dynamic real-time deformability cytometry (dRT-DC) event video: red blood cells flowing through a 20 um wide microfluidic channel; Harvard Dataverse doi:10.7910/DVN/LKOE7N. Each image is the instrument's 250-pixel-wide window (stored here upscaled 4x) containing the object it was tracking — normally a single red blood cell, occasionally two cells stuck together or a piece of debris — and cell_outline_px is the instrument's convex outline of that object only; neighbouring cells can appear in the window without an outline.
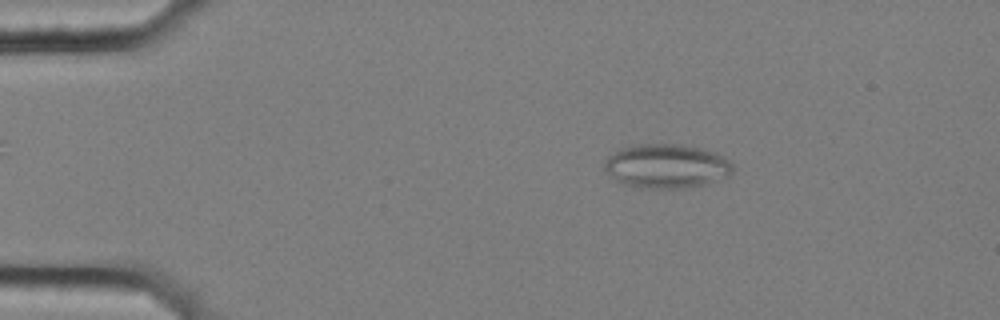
{"species": "common noctule bat (a hibernating species)", "species_latin": "Nyctalus noctula", "temperature_condition": "cold", "stored_images_in_passage": 57, "camera_frame_rate_fps": 3000, "um_per_image_px": 0.085, "animal": {"sex": "female", "body_mass_g": 25.1}, "frame": {"image": 1, "passage_image": 10, "time_ms": 3.0, "image_size_px": [1000, 320], "cell_outline_px": [[732, 172], [728, 176], [704, 184], [684, 188], [640, 188], [624, 184], [616, 180], [604, 168], [604, 160], [608, 156], [620, 148], [628, 144], [680, 144], [704, 148], [716, 152], [724, 156], [732, 164]], "centroid_in_image_um": [56.64, 14.1], "position_along_channel_um": 28.4, "area_um2": 33.23}}
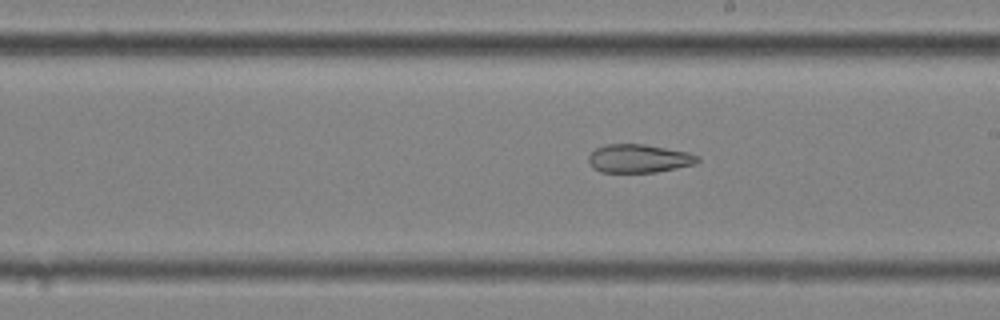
{"frame": {"image": 2, "passage_image": 33, "time_ms": 10.667, "image_size_px": [1000, 320], "cell_outline_px": [[700, 160], [696, 164], [656, 172], [600, 172], [592, 168], [588, 160], [588, 156], [596, 148], [608, 144], [644, 144], [688, 152], [700, 156]], "centroid_in_image_um": [54.31, 13.47], "position_along_channel_um": 234.7, "area_um2": 18.09}}
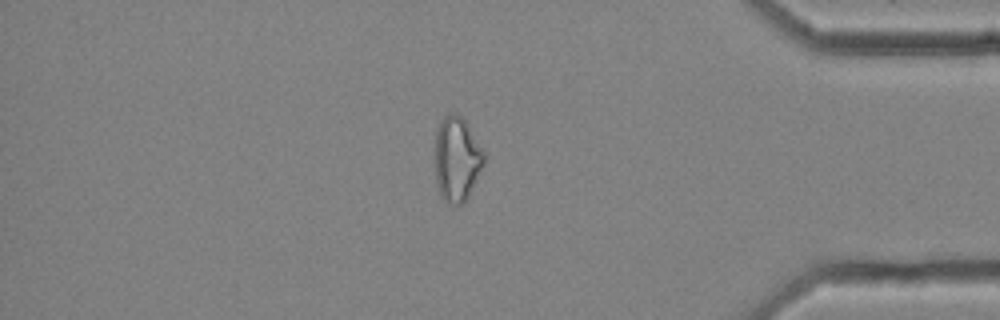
{"frame": {"image": 3, "passage_image": 49, "time_ms": 16.0, "image_size_px": [1000, 320], "cell_outline_px": [[484, 164], [468, 196], [460, 204], [448, 204], [440, 196], [436, 184], [436, 132], [440, 120], [448, 112], [456, 112], [464, 120], [484, 152]], "centroid_in_image_um": [38.81, 13.51], "position_along_channel_um": 396.4, "area_um2": 23.93}, "authors_computed_cell_mechanics": {"area_um2": 25.0852, "velocity_mm_per_s": 3.5317, "shape_relaxation_time_tau1_ms": null, "shape_relaxation_time_tau2_ms": 4.346, "deformation_change_tau1": null, "deformation_change_tau2": 0.1307}}